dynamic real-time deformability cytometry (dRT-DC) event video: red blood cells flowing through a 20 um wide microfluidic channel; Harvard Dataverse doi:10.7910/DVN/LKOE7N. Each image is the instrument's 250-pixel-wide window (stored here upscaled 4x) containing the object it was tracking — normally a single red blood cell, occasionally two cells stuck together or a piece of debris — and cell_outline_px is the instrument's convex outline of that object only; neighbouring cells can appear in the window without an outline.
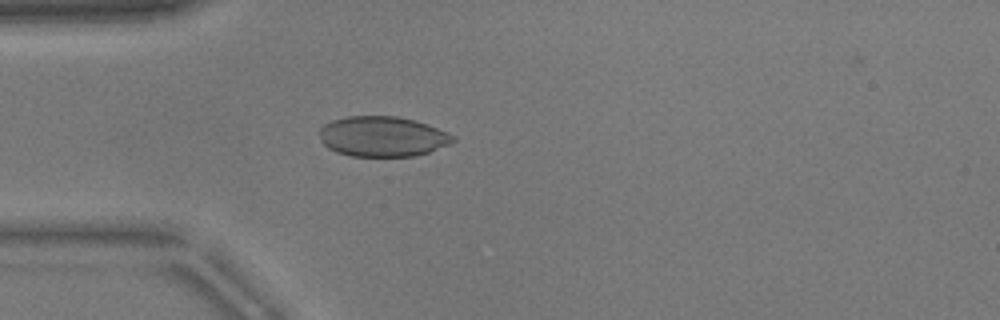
{"species": "common noctule bat (a hibernating species)", "species_latin": "Nyctalus noctula", "temperature_condition": "warm", "stored_images_in_passage": 52, "camera_frame_rate_fps": 3000, "um_per_image_px": 0.085, "animal": {"sex": "male", "body_mass_g": 17.9}, "frame": {"image": 1, "passage_image": 15, "time_ms": 4.667, "image_size_px": [1000, 320], "cell_outline_px": [[456, 140], [448, 144], [428, 152], [416, 156], [352, 156], [336, 152], [328, 148], [320, 140], [320, 128], [324, 124], [332, 120], [348, 116], [396, 116], [412, 120], [436, 128], [452, 136]], "centroid_in_image_um": [32.44, 11.61], "position_along_channel_um": 52.6, "area_um2": 30.92}}
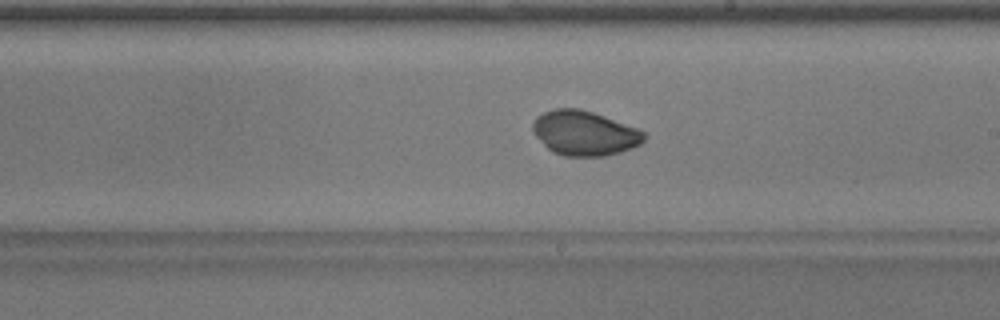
{"frame": {"image": 2, "passage_image": 30, "time_ms": 9.667, "image_size_px": [1000, 320], "cell_outline_px": [[644, 140], [640, 144], [632, 148], [620, 152], [604, 156], [564, 156], [552, 152], [532, 132], [532, 124], [536, 116], [552, 108], [580, 108], [640, 128], [644, 132]], "centroid_in_image_um": [49.67, 11.31], "position_along_channel_um": 239.3, "area_um2": 29.13}}
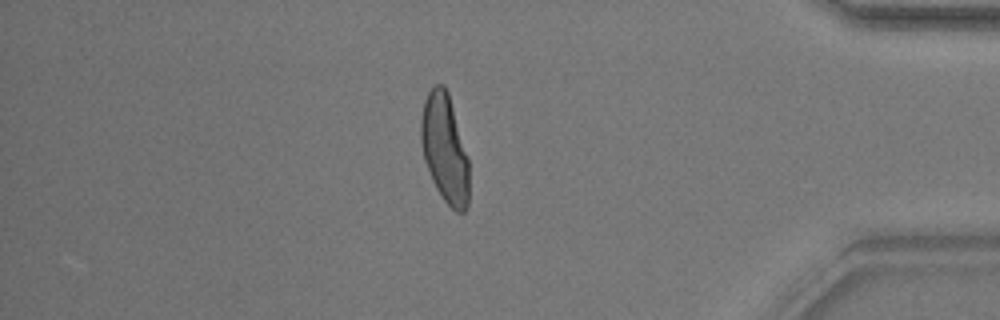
{"frame": {"image": 3, "passage_image": 45, "time_ms": 14.667, "image_size_px": [1000, 320], "cell_outline_px": [[468, 204], [464, 212], [456, 212], [444, 200], [436, 188], [432, 180], [424, 160], [420, 140], [420, 120], [424, 100], [428, 92], [436, 84], [444, 84], [448, 92], [468, 156]], "centroid_in_image_um": [37.79, 12.61], "position_along_channel_um": 397.4, "area_um2": 30.46}, "authors_computed_cell_mechanics": {"area_um2": 29.6514, "velocity_mm_per_s": 3.8687, "shape_relaxation_time_tau1_ms": 2.654, "shape_relaxation_time_tau2_ms": null, "deformation_change_tau1": 0.0828, "deformation_change_tau2": null}}